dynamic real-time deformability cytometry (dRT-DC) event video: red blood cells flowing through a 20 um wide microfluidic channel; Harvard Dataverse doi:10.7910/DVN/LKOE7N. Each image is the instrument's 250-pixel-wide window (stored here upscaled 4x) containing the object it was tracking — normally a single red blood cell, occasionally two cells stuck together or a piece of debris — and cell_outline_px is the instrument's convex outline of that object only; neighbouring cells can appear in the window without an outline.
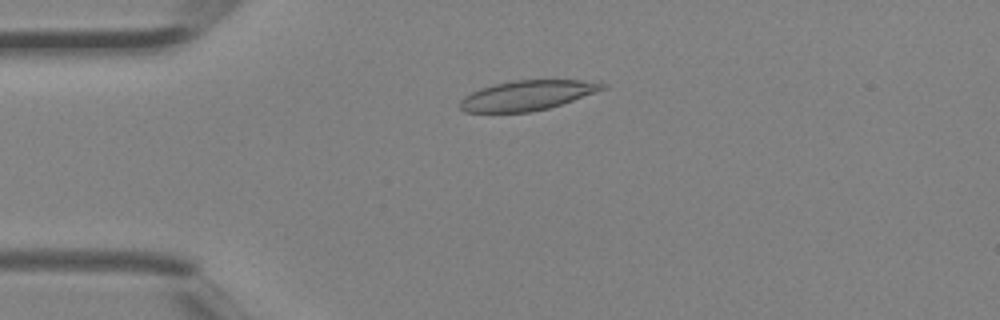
{"species": "Egyptian fruit bat (a non-hibernating species)", "species_latin": "Rousettus aegyptiacus", "temperature_condition": "room temperature", "stored_images_in_passage": 3, "camera_frame_rate_fps": 3000, "um_per_image_px": 0.085, "animal": {"sex": "female"}, "frame": {"image": 1, "passage_image": 3, "time_ms": 0.667, "image_size_px": [1000, 320], "cell_outline_px": [[608, 88], [548, 108], [532, 112], [464, 112], [460, 108], [460, 100], [464, 96], [480, 88], [512, 80], [584, 80], [608, 84]], "centroid_in_image_um": [44.82, 8.1], "position_along_channel_um": 40.2, "area_um2": 24.68}}